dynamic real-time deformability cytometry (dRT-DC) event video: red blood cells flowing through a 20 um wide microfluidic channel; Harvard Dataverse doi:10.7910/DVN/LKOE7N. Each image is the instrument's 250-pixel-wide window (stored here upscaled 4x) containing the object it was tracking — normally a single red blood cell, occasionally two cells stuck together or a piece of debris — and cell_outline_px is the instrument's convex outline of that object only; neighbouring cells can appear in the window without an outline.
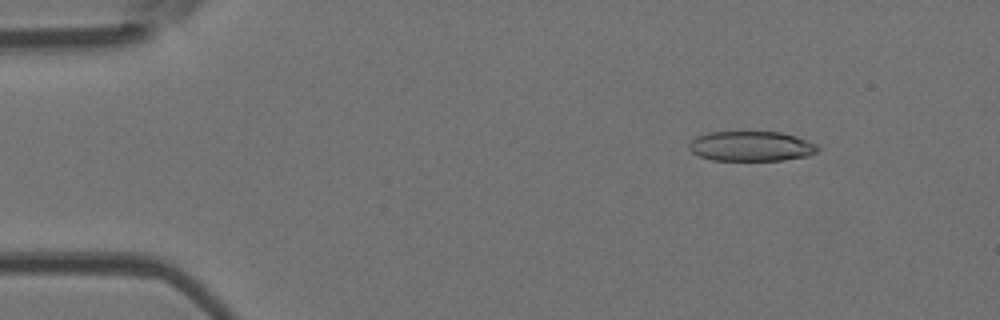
{"species": "Egyptian fruit bat (a non-hibernating species)", "species_latin": "Rousettus aegyptiacus", "temperature_condition": "room temperature", "stored_images_in_passage": 52, "camera_frame_rate_fps": 3000, "um_per_image_px": 0.085, "animal": {"sex": "female"}, "frame": {"image": 1, "passage_image": 7, "time_ms": 2.0, "image_size_px": [1000, 320], "cell_outline_px": [[820, 148], [816, 152], [808, 156], [784, 160], [712, 160], [700, 156], [692, 152], [688, 148], [688, 144], [696, 136], [708, 132], [780, 132], [796, 136], [816, 144]], "centroid_in_image_um": [63.84, 12.43], "position_along_channel_um": 21.2, "area_um2": 22.48}}
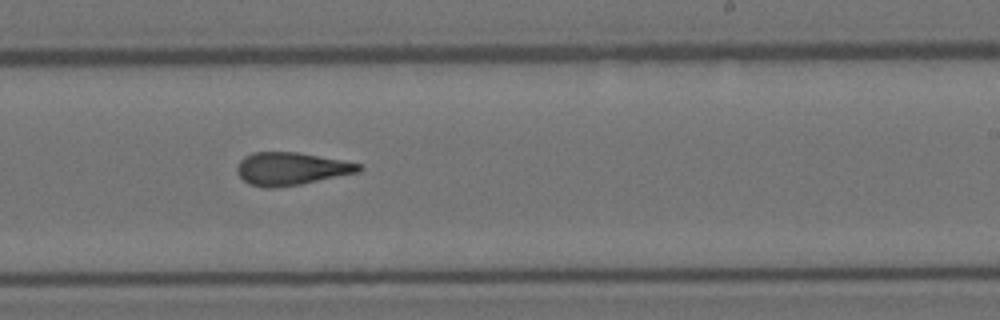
{"frame": {"image": 2, "passage_image": 32, "time_ms": 10.333, "image_size_px": [1000, 320], "cell_outline_px": [[364, 168], [360, 172], [300, 184], [276, 188], [264, 188], [248, 184], [236, 172], [236, 168], [240, 160], [244, 156], [252, 152], [296, 152], [340, 160], [360, 164]], "centroid_in_image_um": [24.71, 14.35], "position_along_channel_um": 264.3, "area_um2": 23.24}}
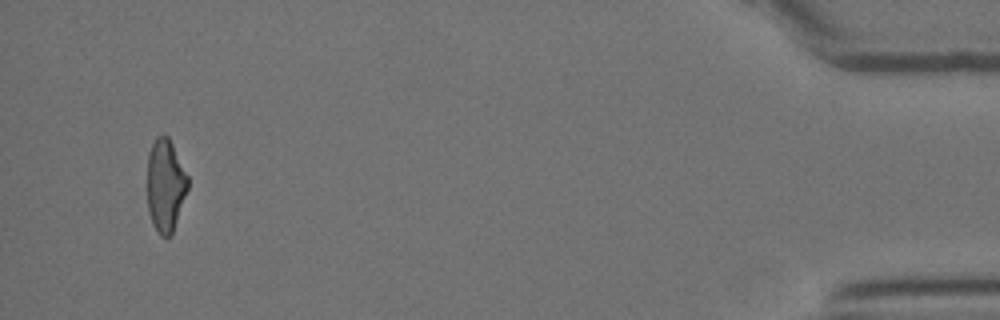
{"frame": {"image": 3, "passage_image": 50, "time_ms": 16.333, "image_size_px": [1000, 320], "cell_outline_px": [[188, 188], [172, 236], [160, 236], [152, 220], [148, 208], [148, 152], [156, 136], [164, 132], [168, 136], [188, 176]], "centroid_in_image_um": [14.07, 15.72], "position_along_channel_um": 421.1, "area_um2": 21.85}, "authors_computed_cell_mechanics": {"area_um2": 23.2934, "velocity_mm_per_s": 3.9306, "shape_relaxation_time_tau1_ms": null, "shape_relaxation_time_tau2_ms": 2.1745, "deformation_change_tau1": null, "deformation_change_tau2": 0.1145}}